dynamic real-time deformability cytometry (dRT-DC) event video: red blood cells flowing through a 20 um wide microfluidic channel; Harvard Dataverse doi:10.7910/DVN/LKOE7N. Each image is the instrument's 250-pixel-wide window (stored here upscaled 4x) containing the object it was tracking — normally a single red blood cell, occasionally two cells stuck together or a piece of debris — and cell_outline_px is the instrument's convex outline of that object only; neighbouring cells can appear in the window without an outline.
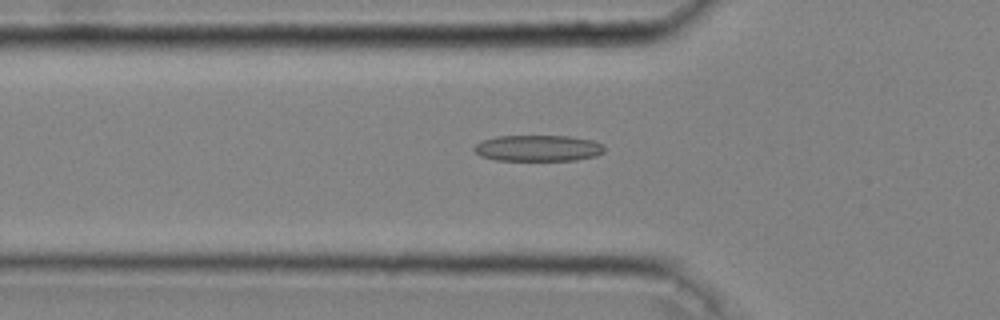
{"species": "common noctule bat (a hibernating species)", "species_latin": "Nyctalus noctula", "temperature_condition": "cold", "stored_images_in_passage": 44, "camera_frame_rate_fps": 3000, "um_per_image_px": 0.085, "animal": {"sex": "male", "body_mass_g": 20.4}, "frame": {"image": 1, "passage_image": 15, "time_ms": 4.667, "image_size_px": [1000, 320], "cell_outline_px": [[604, 152], [596, 156], [576, 160], [496, 160], [480, 156], [472, 148], [476, 144], [484, 140], [496, 136], [568, 136], [592, 140], [600, 144], [604, 148]], "centroid_in_image_um": [45.72, 12.6], "position_along_channel_um": 80.1, "area_um2": 19.77}}
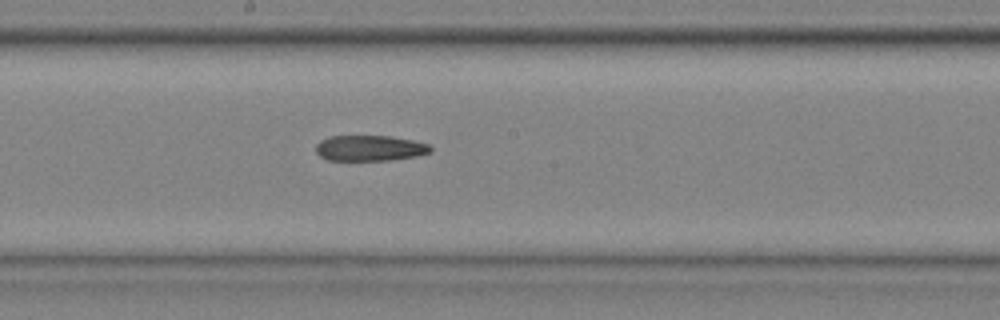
{"frame": {"image": 2, "passage_image": 25, "time_ms": 8.0, "image_size_px": [1000, 320], "cell_outline_px": [[432, 152], [416, 156], [388, 160], [328, 160], [320, 156], [316, 152], [316, 144], [320, 140], [332, 136], [392, 136], [412, 140], [428, 144], [432, 148]], "centroid_in_image_um": [31.43, 12.59], "position_along_channel_um": 216.8, "area_um2": 17.11}}
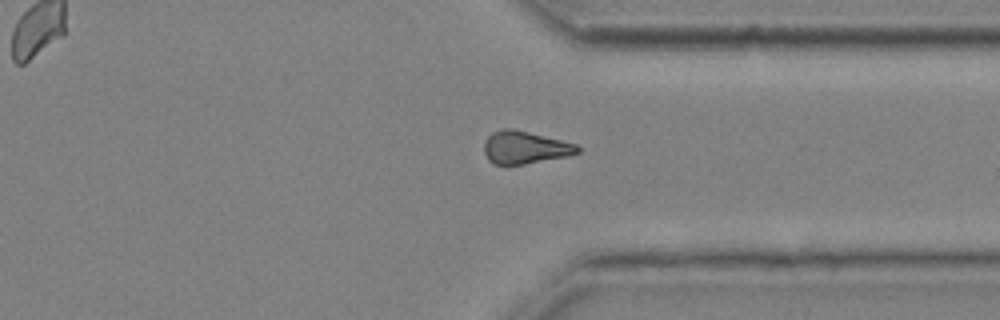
{"frame": {"image": 3, "passage_image": 36, "time_ms": 11.667, "image_size_px": [1000, 320], "cell_outline_px": [[580, 152], [568, 156], [524, 164], [496, 164], [488, 160], [484, 152], [484, 140], [492, 132], [500, 128], [508, 128], [528, 132], [576, 144], [580, 148]], "centroid_in_image_um": [44.59, 12.53], "position_along_channel_um": 366.8, "area_um2": 17.63}}